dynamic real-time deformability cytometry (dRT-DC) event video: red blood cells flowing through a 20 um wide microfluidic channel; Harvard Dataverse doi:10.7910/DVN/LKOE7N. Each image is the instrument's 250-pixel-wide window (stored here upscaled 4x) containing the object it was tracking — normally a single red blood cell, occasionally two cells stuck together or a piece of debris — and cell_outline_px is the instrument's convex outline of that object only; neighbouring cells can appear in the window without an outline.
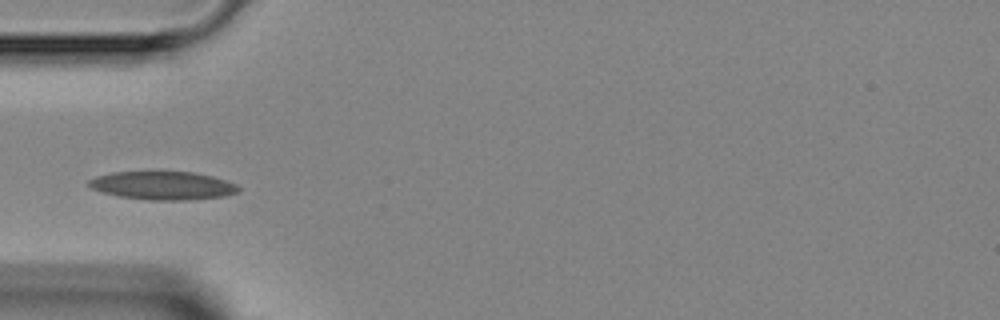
{"species": "Egyptian fruit bat (a non-hibernating species)", "species_latin": "Rousettus aegyptiacus", "temperature_condition": "room temperature", "stored_images_in_passage": 3, "camera_frame_rate_fps": 3000, "um_per_image_px": 0.085, "animal": {"sex": "female"}, "frame": {"image": 1, "passage_image": 2, "time_ms": 1.333, "image_size_px": [1000, 320], "cell_outline_px": [[240, 192], [224, 196], [188, 200], [148, 200], [120, 196], [100, 192], [92, 188], [88, 184], [88, 180], [96, 176], [112, 172], [152, 168], [192, 172], [212, 176], [236, 184], [240, 188]], "centroid_in_image_um": [13.8, 15.72], "position_along_channel_um": 71.2, "area_um2": 25.78}}
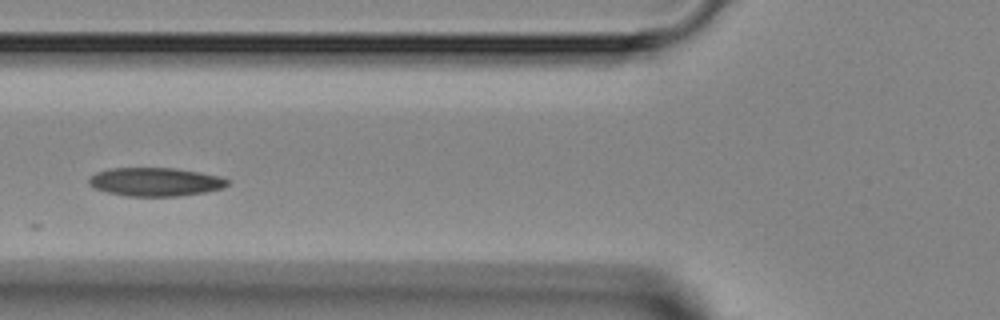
{"frame": {"image": 2, "passage_image": 3, "time_ms": 2.333, "image_size_px": [1000, 320], "cell_outline_px": [[232, 184], [224, 188], [204, 192], [180, 196], [124, 196], [108, 192], [96, 188], [88, 184], [88, 176], [96, 172], [108, 168], [176, 168], [200, 172], [220, 176], [228, 180]], "centroid_in_image_um": [13.21, 15.45], "position_along_channel_um": 112.6, "area_um2": 23.29}}